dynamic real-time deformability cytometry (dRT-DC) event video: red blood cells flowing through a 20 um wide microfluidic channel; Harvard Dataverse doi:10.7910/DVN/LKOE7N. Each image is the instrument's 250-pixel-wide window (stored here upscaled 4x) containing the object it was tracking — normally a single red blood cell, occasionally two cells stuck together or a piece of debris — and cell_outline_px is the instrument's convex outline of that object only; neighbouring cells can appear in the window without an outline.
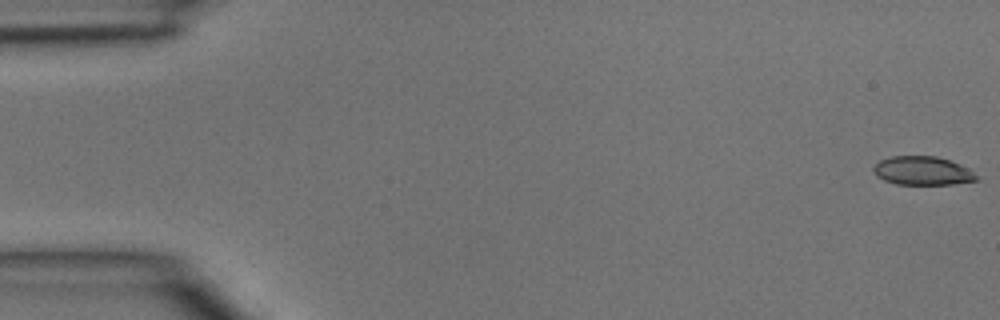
{"species": "common noctule bat (a hibernating species)", "species_latin": "Nyctalus noctula", "temperature_condition": "room temperature", "stored_images_in_passage": 44, "camera_frame_rate_fps": 3000, "um_per_image_px": 0.085, "animal": {"sex": "male", "body_mass_g": 15.6}, "frame": {"image": 1, "passage_image": 1, "time_ms": 0.0, "image_size_px": [1000, 320], "cell_outline_px": [[980, 180], [952, 184], [896, 184], [884, 180], [876, 176], [872, 168], [880, 160], [892, 156], [936, 156], [960, 164], [968, 168]], "centroid_in_image_um": [78.4, 14.52], "position_along_channel_um": 6.6, "area_um2": 17.11}}
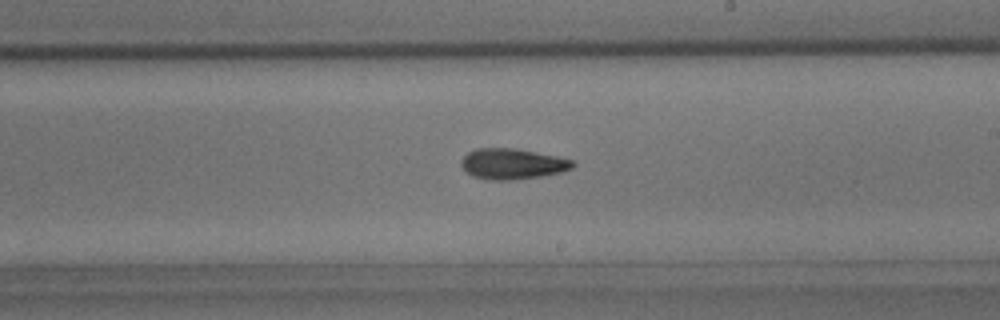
{"frame": {"image": 2, "passage_image": 26, "time_ms": 8.333, "image_size_px": [1000, 320], "cell_outline_px": [[576, 164], [572, 168], [560, 172], [540, 176], [512, 180], [488, 180], [472, 176], [460, 164], [460, 160], [468, 152], [476, 148], [512, 148], [556, 156], [572, 160]], "centroid_in_image_um": [43.52, 13.93], "position_along_channel_um": 245.5, "area_um2": 19.77}}
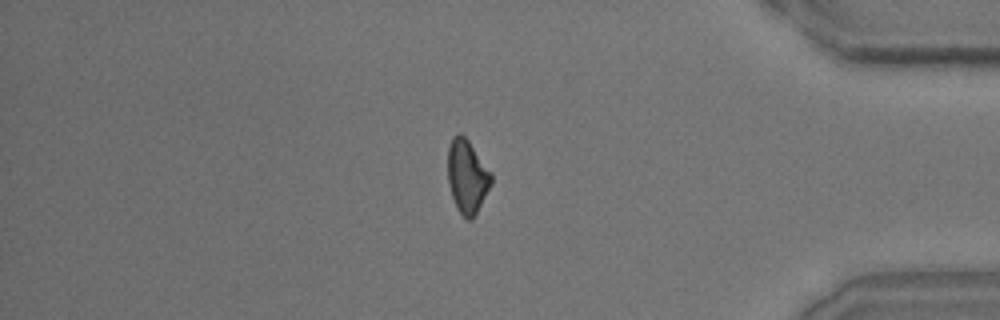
{"frame": {"image": 3, "passage_image": 38, "time_ms": 12.333, "image_size_px": [1000, 320], "cell_outline_px": [[492, 184], [472, 220], [468, 220], [456, 208], [448, 184], [448, 144], [452, 136], [456, 132], [460, 132], [468, 140], [492, 176]], "centroid_in_image_um": [39.68, 14.98], "position_along_channel_um": 395.5, "area_um2": 18.44}}